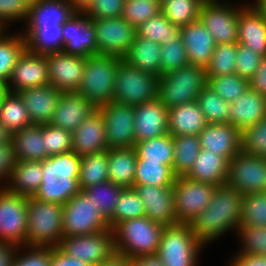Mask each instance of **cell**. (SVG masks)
<instances>
[{"instance_id": "obj_41", "label": "cell", "mask_w": 266, "mask_h": 266, "mask_svg": "<svg viewBox=\"0 0 266 266\" xmlns=\"http://www.w3.org/2000/svg\"><path fill=\"white\" fill-rule=\"evenodd\" d=\"M105 181H109L108 151L82 156L78 180L80 190Z\"/></svg>"}, {"instance_id": "obj_16", "label": "cell", "mask_w": 266, "mask_h": 266, "mask_svg": "<svg viewBox=\"0 0 266 266\" xmlns=\"http://www.w3.org/2000/svg\"><path fill=\"white\" fill-rule=\"evenodd\" d=\"M230 4L204 2L199 20L217 44L238 43V15L240 8Z\"/></svg>"}, {"instance_id": "obj_17", "label": "cell", "mask_w": 266, "mask_h": 266, "mask_svg": "<svg viewBox=\"0 0 266 266\" xmlns=\"http://www.w3.org/2000/svg\"><path fill=\"white\" fill-rule=\"evenodd\" d=\"M63 52L87 58L97 55L96 30L85 14L75 12L62 25Z\"/></svg>"}, {"instance_id": "obj_67", "label": "cell", "mask_w": 266, "mask_h": 266, "mask_svg": "<svg viewBox=\"0 0 266 266\" xmlns=\"http://www.w3.org/2000/svg\"><path fill=\"white\" fill-rule=\"evenodd\" d=\"M75 12L84 13L91 5L93 0H67Z\"/></svg>"}, {"instance_id": "obj_60", "label": "cell", "mask_w": 266, "mask_h": 266, "mask_svg": "<svg viewBox=\"0 0 266 266\" xmlns=\"http://www.w3.org/2000/svg\"><path fill=\"white\" fill-rule=\"evenodd\" d=\"M15 156L12 150L11 142L8 144L0 145V181L10 177L15 165Z\"/></svg>"}, {"instance_id": "obj_59", "label": "cell", "mask_w": 266, "mask_h": 266, "mask_svg": "<svg viewBox=\"0 0 266 266\" xmlns=\"http://www.w3.org/2000/svg\"><path fill=\"white\" fill-rule=\"evenodd\" d=\"M27 254L17 255L14 253V258L11 266H50L51 263V247H27ZM16 254V256H15ZM24 255V256H23ZM19 256V257H18Z\"/></svg>"}, {"instance_id": "obj_71", "label": "cell", "mask_w": 266, "mask_h": 266, "mask_svg": "<svg viewBox=\"0 0 266 266\" xmlns=\"http://www.w3.org/2000/svg\"><path fill=\"white\" fill-rule=\"evenodd\" d=\"M204 2H216V0H203Z\"/></svg>"}, {"instance_id": "obj_58", "label": "cell", "mask_w": 266, "mask_h": 266, "mask_svg": "<svg viewBox=\"0 0 266 266\" xmlns=\"http://www.w3.org/2000/svg\"><path fill=\"white\" fill-rule=\"evenodd\" d=\"M125 1L126 0H93L84 13L90 19L122 17Z\"/></svg>"}, {"instance_id": "obj_61", "label": "cell", "mask_w": 266, "mask_h": 266, "mask_svg": "<svg viewBox=\"0 0 266 266\" xmlns=\"http://www.w3.org/2000/svg\"><path fill=\"white\" fill-rule=\"evenodd\" d=\"M50 266H91L90 264L66 255L59 247H51Z\"/></svg>"}, {"instance_id": "obj_65", "label": "cell", "mask_w": 266, "mask_h": 266, "mask_svg": "<svg viewBox=\"0 0 266 266\" xmlns=\"http://www.w3.org/2000/svg\"><path fill=\"white\" fill-rule=\"evenodd\" d=\"M130 266H164L157 255L141 256L130 260Z\"/></svg>"}, {"instance_id": "obj_10", "label": "cell", "mask_w": 266, "mask_h": 266, "mask_svg": "<svg viewBox=\"0 0 266 266\" xmlns=\"http://www.w3.org/2000/svg\"><path fill=\"white\" fill-rule=\"evenodd\" d=\"M216 187L213 184L191 180L186 176L176 177L173 190L178 224H191L209 205Z\"/></svg>"}, {"instance_id": "obj_35", "label": "cell", "mask_w": 266, "mask_h": 266, "mask_svg": "<svg viewBox=\"0 0 266 266\" xmlns=\"http://www.w3.org/2000/svg\"><path fill=\"white\" fill-rule=\"evenodd\" d=\"M160 49L161 45L159 43L142 39L136 35L129 52L123 60L141 71L160 77Z\"/></svg>"}, {"instance_id": "obj_50", "label": "cell", "mask_w": 266, "mask_h": 266, "mask_svg": "<svg viewBox=\"0 0 266 266\" xmlns=\"http://www.w3.org/2000/svg\"><path fill=\"white\" fill-rule=\"evenodd\" d=\"M208 86L223 100L231 103L249 88V80L238 74L207 77Z\"/></svg>"}, {"instance_id": "obj_49", "label": "cell", "mask_w": 266, "mask_h": 266, "mask_svg": "<svg viewBox=\"0 0 266 266\" xmlns=\"http://www.w3.org/2000/svg\"><path fill=\"white\" fill-rule=\"evenodd\" d=\"M240 226H266V192L243 195Z\"/></svg>"}, {"instance_id": "obj_28", "label": "cell", "mask_w": 266, "mask_h": 266, "mask_svg": "<svg viewBox=\"0 0 266 266\" xmlns=\"http://www.w3.org/2000/svg\"><path fill=\"white\" fill-rule=\"evenodd\" d=\"M263 118H266V96L250 88L230 103L228 123L240 132Z\"/></svg>"}, {"instance_id": "obj_22", "label": "cell", "mask_w": 266, "mask_h": 266, "mask_svg": "<svg viewBox=\"0 0 266 266\" xmlns=\"http://www.w3.org/2000/svg\"><path fill=\"white\" fill-rule=\"evenodd\" d=\"M108 149L104 119L97 109L72 132V151L82 157Z\"/></svg>"}, {"instance_id": "obj_3", "label": "cell", "mask_w": 266, "mask_h": 266, "mask_svg": "<svg viewBox=\"0 0 266 266\" xmlns=\"http://www.w3.org/2000/svg\"><path fill=\"white\" fill-rule=\"evenodd\" d=\"M164 227L147 216L122 221L113 229L115 252L130 260L156 255Z\"/></svg>"}, {"instance_id": "obj_39", "label": "cell", "mask_w": 266, "mask_h": 266, "mask_svg": "<svg viewBox=\"0 0 266 266\" xmlns=\"http://www.w3.org/2000/svg\"><path fill=\"white\" fill-rule=\"evenodd\" d=\"M174 159L173 172L176 177L186 176L192 168L201 150L199 136H173Z\"/></svg>"}, {"instance_id": "obj_53", "label": "cell", "mask_w": 266, "mask_h": 266, "mask_svg": "<svg viewBox=\"0 0 266 266\" xmlns=\"http://www.w3.org/2000/svg\"><path fill=\"white\" fill-rule=\"evenodd\" d=\"M160 54L161 75L174 72L181 67L189 65L186 48L181 38L169 40L167 44L161 45Z\"/></svg>"}, {"instance_id": "obj_57", "label": "cell", "mask_w": 266, "mask_h": 266, "mask_svg": "<svg viewBox=\"0 0 266 266\" xmlns=\"http://www.w3.org/2000/svg\"><path fill=\"white\" fill-rule=\"evenodd\" d=\"M33 0H0V28H5L6 22L27 20Z\"/></svg>"}, {"instance_id": "obj_8", "label": "cell", "mask_w": 266, "mask_h": 266, "mask_svg": "<svg viewBox=\"0 0 266 266\" xmlns=\"http://www.w3.org/2000/svg\"><path fill=\"white\" fill-rule=\"evenodd\" d=\"M202 246L190 224L165 226L156 255L164 266H196Z\"/></svg>"}, {"instance_id": "obj_25", "label": "cell", "mask_w": 266, "mask_h": 266, "mask_svg": "<svg viewBox=\"0 0 266 266\" xmlns=\"http://www.w3.org/2000/svg\"><path fill=\"white\" fill-rule=\"evenodd\" d=\"M238 43L266 56V14L253 5L247 4L239 10Z\"/></svg>"}, {"instance_id": "obj_12", "label": "cell", "mask_w": 266, "mask_h": 266, "mask_svg": "<svg viewBox=\"0 0 266 266\" xmlns=\"http://www.w3.org/2000/svg\"><path fill=\"white\" fill-rule=\"evenodd\" d=\"M226 185L241 195L266 192V158L240 151L228 161Z\"/></svg>"}, {"instance_id": "obj_20", "label": "cell", "mask_w": 266, "mask_h": 266, "mask_svg": "<svg viewBox=\"0 0 266 266\" xmlns=\"http://www.w3.org/2000/svg\"><path fill=\"white\" fill-rule=\"evenodd\" d=\"M142 200L145 216L164 226L177 225L173 186L134 185Z\"/></svg>"}, {"instance_id": "obj_63", "label": "cell", "mask_w": 266, "mask_h": 266, "mask_svg": "<svg viewBox=\"0 0 266 266\" xmlns=\"http://www.w3.org/2000/svg\"><path fill=\"white\" fill-rule=\"evenodd\" d=\"M235 257L230 266H266V256L239 254Z\"/></svg>"}, {"instance_id": "obj_64", "label": "cell", "mask_w": 266, "mask_h": 266, "mask_svg": "<svg viewBox=\"0 0 266 266\" xmlns=\"http://www.w3.org/2000/svg\"><path fill=\"white\" fill-rule=\"evenodd\" d=\"M17 247L0 242V266H11Z\"/></svg>"}, {"instance_id": "obj_29", "label": "cell", "mask_w": 266, "mask_h": 266, "mask_svg": "<svg viewBox=\"0 0 266 266\" xmlns=\"http://www.w3.org/2000/svg\"><path fill=\"white\" fill-rule=\"evenodd\" d=\"M207 124L197 101L168 109V128L172 136H198Z\"/></svg>"}, {"instance_id": "obj_33", "label": "cell", "mask_w": 266, "mask_h": 266, "mask_svg": "<svg viewBox=\"0 0 266 266\" xmlns=\"http://www.w3.org/2000/svg\"><path fill=\"white\" fill-rule=\"evenodd\" d=\"M109 181L124 188H133L137 163L135 147L108 149Z\"/></svg>"}, {"instance_id": "obj_2", "label": "cell", "mask_w": 266, "mask_h": 266, "mask_svg": "<svg viewBox=\"0 0 266 266\" xmlns=\"http://www.w3.org/2000/svg\"><path fill=\"white\" fill-rule=\"evenodd\" d=\"M81 156L70 151L42 161L43 176L34 198L65 205L79 191Z\"/></svg>"}, {"instance_id": "obj_37", "label": "cell", "mask_w": 266, "mask_h": 266, "mask_svg": "<svg viewBox=\"0 0 266 266\" xmlns=\"http://www.w3.org/2000/svg\"><path fill=\"white\" fill-rule=\"evenodd\" d=\"M0 123L11 134L32 125L24 101L18 93L7 91L1 97Z\"/></svg>"}, {"instance_id": "obj_52", "label": "cell", "mask_w": 266, "mask_h": 266, "mask_svg": "<svg viewBox=\"0 0 266 266\" xmlns=\"http://www.w3.org/2000/svg\"><path fill=\"white\" fill-rule=\"evenodd\" d=\"M241 151L266 158V118L241 132Z\"/></svg>"}, {"instance_id": "obj_56", "label": "cell", "mask_w": 266, "mask_h": 266, "mask_svg": "<svg viewBox=\"0 0 266 266\" xmlns=\"http://www.w3.org/2000/svg\"><path fill=\"white\" fill-rule=\"evenodd\" d=\"M262 56L249 47L237 43L235 71L240 77L249 80L257 71Z\"/></svg>"}, {"instance_id": "obj_43", "label": "cell", "mask_w": 266, "mask_h": 266, "mask_svg": "<svg viewBox=\"0 0 266 266\" xmlns=\"http://www.w3.org/2000/svg\"><path fill=\"white\" fill-rule=\"evenodd\" d=\"M137 36L160 45L180 38V28L173 25L161 12L136 28Z\"/></svg>"}, {"instance_id": "obj_18", "label": "cell", "mask_w": 266, "mask_h": 266, "mask_svg": "<svg viewBox=\"0 0 266 266\" xmlns=\"http://www.w3.org/2000/svg\"><path fill=\"white\" fill-rule=\"evenodd\" d=\"M46 57L50 85L62 93L77 92L84 74L85 58L63 51Z\"/></svg>"}, {"instance_id": "obj_54", "label": "cell", "mask_w": 266, "mask_h": 266, "mask_svg": "<svg viewBox=\"0 0 266 266\" xmlns=\"http://www.w3.org/2000/svg\"><path fill=\"white\" fill-rule=\"evenodd\" d=\"M42 136L49 157L72 151L71 132L50 123L42 125Z\"/></svg>"}, {"instance_id": "obj_23", "label": "cell", "mask_w": 266, "mask_h": 266, "mask_svg": "<svg viewBox=\"0 0 266 266\" xmlns=\"http://www.w3.org/2000/svg\"><path fill=\"white\" fill-rule=\"evenodd\" d=\"M198 136L201 149L220 154L228 161L241 151V132L232 124H207Z\"/></svg>"}, {"instance_id": "obj_26", "label": "cell", "mask_w": 266, "mask_h": 266, "mask_svg": "<svg viewBox=\"0 0 266 266\" xmlns=\"http://www.w3.org/2000/svg\"><path fill=\"white\" fill-rule=\"evenodd\" d=\"M180 38L186 48L190 65L207 67L211 61L216 43L200 20L180 28Z\"/></svg>"}, {"instance_id": "obj_36", "label": "cell", "mask_w": 266, "mask_h": 266, "mask_svg": "<svg viewBox=\"0 0 266 266\" xmlns=\"http://www.w3.org/2000/svg\"><path fill=\"white\" fill-rule=\"evenodd\" d=\"M26 31L23 36L31 53L48 55L63 51L62 26L28 27Z\"/></svg>"}, {"instance_id": "obj_46", "label": "cell", "mask_w": 266, "mask_h": 266, "mask_svg": "<svg viewBox=\"0 0 266 266\" xmlns=\"http://www.w3.org/2000/svg\"><path fill=\"white\" fill-rule=\"evenodd\" d=\"M145 216V208L134 188H124L115 204L113 217L108 221L113 230L119 223L125 220Z\"/></svg>"}, {"instance_id": "obj_1", "label": "cell", "mask_w": 266, "mask_h": 266, "mask_svg": "<svg viewBox=\"0 0 266 266\" xmlns=\"http://www.w3.org/2000/svg\"><path fill=\"white\" fill-rule=\"evenodd\" d=\"M242 197L243 195L227 185L215 188L209 205L190 224L201 245L206 246L207 242L221 237L228 230L238 231Z\"/></svg>"}, {"instance_id": "obj_19", "label": "cell", "mask_w": 266, "mask_h": 266, "mask_svg": "<svg viewBox=\"0 0 266 266\" xmlns=\"http://www.w3.org/2000/svg\"><path fill=\"white\" fill-rule=\"evenodd\" d=\"M47 84L50 82L46 55L31 53L25 49L13 67L11 77L7 82V91L18 93L23 89Z\"/></svg>"}, {"instance_id": "obj_30", "label": "cell", "mask_w": 266, "mask_h": 266, "mask_svg": "<svg viewBox=\"0 0 266 266\" xmlns=\"http://www.w3.org/2000/svg\"><path fill=\"white\" fill-rule=\"evenodd\" d=\"M227 173L228 160L224 156L201 149L186 177L198 182L221 186L226 185Z\"/></svg>"}, {"instance_id": "obj_31", "label": "cell", "mask_w": 266, "mask_h": 266, "mask_svg": "<svg viewBox=\"0 0 266 266\" xmlns=\"http://www.w3.org/2000/svg\"><path fill=\"white\" fill-rule=\"evenodd\" d=\"M74 13L67 0H33L27 27L62 26Z\"/></svg>"}, {"instance_id": "obj_32", "label": "cell", "mask_w": 266, "mask_h": 266, "mask_svg": "<svg viewBox=\"0 0 266 266\" xmlns=\"http://www.w3.org/2000/svg\"><path fill=\"white\" fill-rule=\"evenodd\" d=\"M12 150L15 160L43 161L48 158L45 151L42 125H29L11 134Z\"/></svg>"}, {"instance_id": "obj_38", "label": "cell", "mask_w": 266, "mask_h": 266, "mask_svg": "<svg viewBox=\"0 0 266 266\" xmlns=\"http://www.w3.org/2000/svg\"><path fill=\"white\" fill-rule=\"evenodd\" d=\"M175 180L173 166L148 161V159H137L134 185L173 186Z\"/></svg>"}, {"instance_id": "obj_15", "label": "cell", "mask_w": 266, "mask_h": 266, "mask_svg": "<svg viewBox=\"0 0 266 266\" xmlns=\"http://www.w3.org/2000/svg\"><path fill=\"white\" fill-rule=\"evenodd\" d=\"M98 109L104 119L108 148L134 147V106L111 101Z\"/></svg>"}, {"instance_id": "obj_14", "label": "cell", "mask_w": 266, "mask_h": 266, "mask_svg": "<svg viewBox=\"0 0 266 266\" xmlns=\"http://www.w3.org/2000/svg\"><path fill=\"white\" fill-rule=\"evenodd\" d=\"M58 247L66 255L96 266L115 253L114 233L110 229L88 235L63 237Z\"/></svg>"}, {"instance_id": "obj_47", "label": "cell", "mask_w": 266, "mask_h": 266, "mask_svg": "<svg viewBox=\"0 0 266 266\" xmlns=\"http://www.w3.org/2000/svg\"><path fill=\"white\" fill-rule=\"evenodd\" d=\"M197 102L208 124L228 123L230 103L223 100L208 85L199 93Z\"/></svg>"}, {"instance_id": "obj_48", "label": "cell", "mask_w": 266, "mask_h": 266, "mask_svg": "<svg viewBox=\"0 0 266 266\" xmlns=\"http://www.w3.org/2000/svg\"><path fill=\"white\" fill-rule=\"evenodd\" d=\"M237 43L217 44L211 61L206 67L207 77L236 74Z\"/></svg>"}, {"instance_id": "obj_6", "label": "cell", "mask_w": 266, "mask_h": 266, "mask_svg": "<svg viewBox=\"0 0 266 266\" xmlns=\"http://www.w3.org/2000/svg\"><path fill=\"white\" fill-rule=\"evenodd\" d=\"M120 61V58L103 55L85 58L84 74L77 92L97 108L110 103Z\"/></svg>"}, {"instance_id": "obj_40", "label": "cell", "mask_w": 266, "mask_h": 266, "mask_svg": "<svg viewBox=\"0 0 266 266\" xmlns=\"http://www.w3.org/2000/svg\"><path fill=\"white\" fill-rule=\"evenodd\" d=\"M134 147L138 159L161 162L167 166L173 165L174 143L173 136L170 133L141 142H135Z\"/></svg>"}, {"instance_id": "obj_4", "label": "cell", "mask_w": 266, "mask_h": 266, "mask_svg": "<svg viewBox=\"0 0 266 266\" xmlns=\"http://www.w3.org/2000/svg\"><path fill=\"white\" fill-rule=\"evenodd\" d=\"M63 205L27 197V247H58L63 238Z\"/></svg>"}, {"instance_id": "obj_66", "label": "cell", "mask_w": 266, "mask_h": 266, "mask_svg": "<svg viewBox=\"0 0 266 266\" xmlns=\"http://www.w3.org/2000/svg\"><path fill=\"white\" fill-rule=\"evenodd\" d=\"M96 266H130V259L115 252L107 260H104Z\"/></svg>"}, {"instance_id": "obj_45", "label": "cell", "mask_w": 266, "mask_h": 266, "mask_svg": "<svg viewBox=\"0 0 266 266\" xmlns=\"http://www.w3.org/2000/svg\"><path fill=\"white\" fill-rule=\"evenodd\" d=\"M123 189L124 187L115 185L111 181H105L92 185L84 191L91 197L95 207L108 222L113 217L115 204Z\"/></svg>"}, {"instance_id": "obj_7", "label": "cell", "mask_w": 266, "mask_h": 266, "mask_svg": "<svg viewBox=\"0 0 266 266\" xmlns=\"http://www.w3.org/2000/svg\"><path fill=\"white\" fill-rule=\"evenodd\" d=\"M158 77L120 61L115 74L113 102L136 106L157 99Z\"/></svg>"}, {"instance_id": "obj_70", "label": "cell", "mask_w": 266, "mask_h": 266, "mask_svg": "<svg viewBox=\"0 0 266 266\" xmlns=\"http://www.w3.org/2000/svg\"><path fill=\"white\" fill-rule=\"evenodd\" d=\"M7 92V84L0 79V99Z\"/></svg>"}, {"instance_id": "obj_34", "label": "cell", "mask_w": 266, "mask_h": 266, "mask_svg": "<svg viewBox=\"0 0 266 266\" xmlns=\"http://www.w3.org/2000/svg\"><path fill=\"white\" fill-rule=\"evenodd\" d=\"M42 176V161L16 160L9 177L11 184L4 188L13 194L33 197L41 185Z\"/></svg>"}, {"instance_id": "obj_51", "label": "cell", "mask_w": 266, "mask_h": 266, "mask_svg": "<svg viewBox=\"0 0 266 266\" xmlns=\"http://www.w3.org/2000/svg\"><path fill=\"white\" fill-rule=\"evenodd\" d=\"M159 0H126L122 18L135 28L161 12Z\"/></svg>"}, {"instance_id": "obj_11", "label": "cell", "mask_w": 266, "mask_h": 266, "mask_svg": "<svg viewBox=\"0 0 266 266\" xmlns=\"http://www.w3.org/2000/svg\"><path fill=\"white\" fill-rule=\"evenodd\" d=\"M27 197L0 190V242L26 247Z\"/></svg>"}, {"instance_id": "obj_44", "label": "cell", "mask_w": 266, "mask_h": 266, "mask_svg": "<svg viewBox=\"0 0 266 266\" xmlns=\"http://www.w3.org/2000/svg\"><path fill=\"white\" fill-rule=\"evenodd\" d=\"M3 32H0V79L7 84L17 59L26 49V40L23 34L7 37Z\"/></svg>"}, {"instance_id": "obj_24", "label": "cell", "mask_w": 266, "mask_h": 266, "mask_svg": "<svg viewBox=\"0 0 266 266\" xmlns=\"http://www.w3.org/2000/svg\"><path fill=\"white\" fill-rule=\"evenodd\" d=\"M18 94L24 101L31 123L34 125L50 124L62 92L50 84L23 89Z\"/></svg>"}, {"instance_id": "obj_13", "label": "cell", "mask_w": 266, "mask_h": 266, "mask_svg": "<svg viewBox=\"0 0 266 266\" xmlns=\"http://www.w3.org/2000/svg\"><path fill=\"white\" fill-rule=\"evenodd\" d=\"M91 20L96 30L97 55L123 60L135 40L136 28L122 17Z\"/></svg>"}, {"instance_id": "obj_42", "label": "cell", "mask_w": 266, "mask_h": 266, "mask_svg": "<svg viewBox=\"0 0 266 266\" xmlns=\"http://www.w3.org/2000/svg\"><path fill=\"white\" fill-rule=\"evenodd\" d=\"M203 0H164L161 13L179 28L199 20Z\"/></svg>"}, {"instance_id": "obj_69", "label": "cell", "mask_w": 266, "mask_h": 266, "mask_svg": "<svg viewBox=\"0 0 266 266\" xmlns=\"http://www.w3.org/2000/svg\"><path fill=\"white\" fill-rule=\"evenodd\" d=\"M253 6L266 14V0H256Z\"/></svg>"}, {"instance_id": "obj_68", "label": "cell", "mask_w": 266, "mask_h": 266, "mask_svg": "<svg viewBox=\"0 0 266 266\" xmlns=\"http://www.w3.org/2000/svg\"><path fill=\"white\" fill-rule=\"evenodd\" d=\"M11 140V133L0 123V145L8 144Z\"/></svg>"}, {"instance_id": "obj_9", "label": "cell", "mask_w": 266, "mask_h": 266, "mask_svg": "<svg viewBox=\"0 0 266 266\" xmlns=\"http://www.w3.org/2000/svg\"><path fill=\"white\" fill-rule=\"evenodd\" d=\"M104 230H110L109 224L84 190H80L63 205V237L88 235Z\"/></svg>"}, {"instance_id": "obj_62", "label": "cell", "mask_w": 266, "mask_h": 266, "mask_svg": "<svg viewBox=\"0 0 266 266\" xmlns=\"http://www.w3.org/2000/svg\"><path fill=\"white\" fill-rule=\"evenodd\" d=\"M249 88L266 96V56L262 57L256 73L249 79Z\"/></svg>"}, {"instance_id": "obj_55", "label": "cell", "mask_w": 266, "mask_h": 266, "mask_svg": "<svg viewBox=\"0 0 266 266\" xmlns=\"http://www.w3.org/2000/svg\"><path fill=\"white\" fill-rule=\"evenodd\" d=\"M242 243L239 254L266 256V226H239Z\"/></svg>"}, {"instance_id": "obj_5", "label": "cell", "mask_w": 266, "mask_h": 266, "mask_svg": "<svg viewBox=\"0 0 266 266\" xmlns=\"http://www.w3.org/2000/svg\"><path fill=\"white\" fill-rule=\"evenodd\" d=\"M207 84L206 68L189 64L158 77L157 98L169 109L197 101Z\"/></svg>"}, {"instance_id": "obj_27", "label": "cell", "mask_w": 266, "mask_h": 266, "mask_svg": "<svg viewBox=\"0 0 266 266\" xmlns=\"http://www.w3.org/2000/svg\"><path fill=\"white\" fill-rule=\"evenodd\" d=\"M98 108L78 92L62 93L51 124L73 132L79 124Z\"/></svg>"}, {"instance_id": "obj_21", "label": "cell", "mask_w": 266, "mask_h": 266, "mask_svg": "<svg viewBox=\"0 0 266 266\" xmlns=\"http://www.w3.org/2000/svg\"><path fill=\"white\" fill-rule=\"evenodd\" d=\"M169 133L168 108L157 98L134 106L135 142Z\"/></svg>"}]
</instances>
